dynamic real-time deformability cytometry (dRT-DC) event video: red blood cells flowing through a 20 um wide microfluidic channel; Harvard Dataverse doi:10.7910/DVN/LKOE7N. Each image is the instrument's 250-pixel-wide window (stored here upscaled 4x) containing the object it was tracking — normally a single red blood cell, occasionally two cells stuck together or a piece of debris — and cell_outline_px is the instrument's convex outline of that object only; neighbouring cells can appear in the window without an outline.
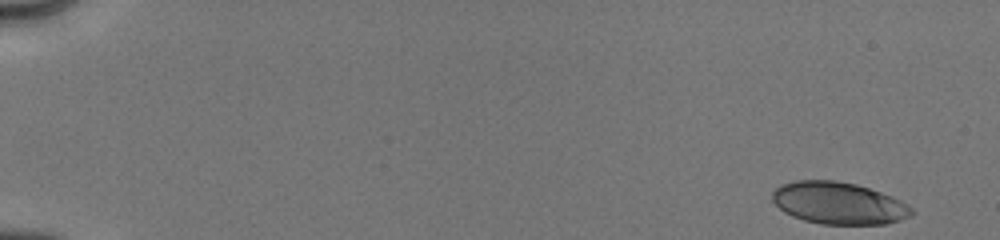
{"species": "human", "species_latin": "Homo sapiens", "temperature_condition": "cold", "stored_images_in_passage": 23, "camera_frame_rate_fps": 3000, "um_per_image_px": 0.085, "donor": {"sex": "male"}, "frame": {"image": 1, "passage_image": 1, "time_ms": 0.0, "image_size_px": [1000, 240], "cell_outline_px": [[916, 212], [912, 216], [888, 224], [820, 224], [804, 220], [792, 216], [784, 212], [772, 200], [772, 192], [780, 184], [796, 180], [836, 180], [856, 184], [892, 196], [900, 200], [912, 208]], "centroid_in_image_um": [71.29, 17.27], "position_along_channel_um": 13.7, "area_um2": 34.33}}
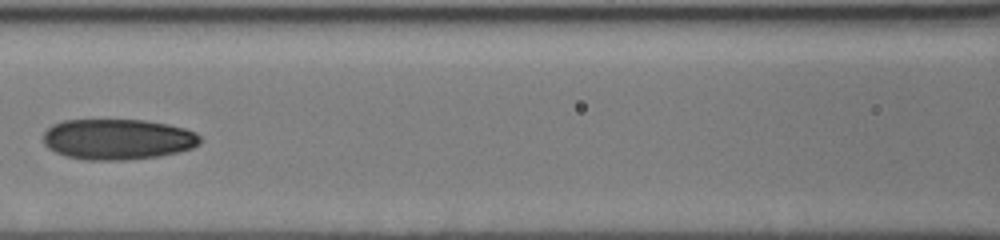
{"frame": {"image": 2, "passage_image": 12, "time_ms": 7.667, "image_size_px": [1000, 240], "cell_outline_px": [[204, 140], [200, 144], [192, 148], [176, 152], [156, 156], [124, 160], [84, 160], [68, 156], [56, 152], [48, 148], [44, 144], [44, 132], [52, 124], [64, 120], [144, 120], [168, 124], [184, 128], [196, 132]], "centroid_in_image_um": [10.02, 11.83], "position_along_channel_um": 156.6, "area_um2": 37.22}}
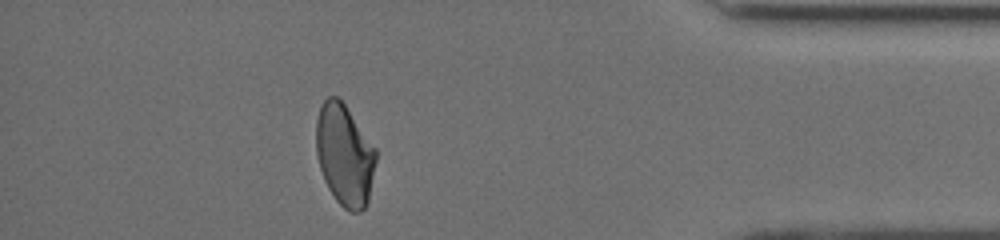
{"frame": {"image": 3, "passage_image": 21, "time_ms": 14.667, "image_size_px": [1000, 240], "cell_outline_px": [[376, 160], [368, 200], [364, 208], [360, 212], [352, 212], [344, 208], [336, 200], [328, 188], [324, 180], [320, 168], [316, 152], [316, 120], [320, 108], [324, 100], [328, 96], [336, 96], [344, 104], [376, 148]], "centroid_in_image_um": [29.28, 13.18], "position_along_channel_um": 405.9, "area_um2": 35.14}, "authors_computed_cell_mechanics": {"area_um2": 35.7782, "velocity_mm_per_s": 4.0215, "shape_relaxation_time_tau1_ms": 4.6621, "shape_relaxation_time_tau2_ms": 2.2561, "deformation_change_tau1": 0.1382, "deformation_change_tau2": 0.0806}}